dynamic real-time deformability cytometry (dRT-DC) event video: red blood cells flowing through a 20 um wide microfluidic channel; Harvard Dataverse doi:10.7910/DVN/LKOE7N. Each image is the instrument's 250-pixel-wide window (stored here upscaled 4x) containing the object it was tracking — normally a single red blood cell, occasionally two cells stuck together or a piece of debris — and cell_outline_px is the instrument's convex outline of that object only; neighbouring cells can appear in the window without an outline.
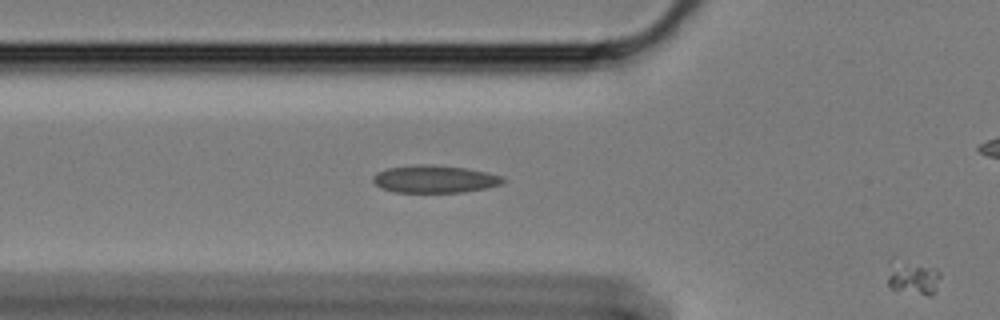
{"species": "Egyptian fruit bat (a non-hibernating species)", "species_latin": "Rousettus aegyptiacus", "temperature_condition": "cold", "stored_images_in_passage": 10, "camera_frame_rate_fps": 3000, "um_per_image_px": 0.085, "animal": {"sex": "female"}, "frame": {"image": 1, "passage_image": 10, "time_ms": 3.0, "image_size_px": [1000, 320], "cell_outline_px": [[940, 276], [932, 296], [928, 296], [892, 288], [888, 284], [888, 260], [892, 256], [936, 268], [940, 272]], "centroid_in_image_um": [77.54, 23.51], "position_along_channel_um": 48.3, "area_um2": 10.75}}